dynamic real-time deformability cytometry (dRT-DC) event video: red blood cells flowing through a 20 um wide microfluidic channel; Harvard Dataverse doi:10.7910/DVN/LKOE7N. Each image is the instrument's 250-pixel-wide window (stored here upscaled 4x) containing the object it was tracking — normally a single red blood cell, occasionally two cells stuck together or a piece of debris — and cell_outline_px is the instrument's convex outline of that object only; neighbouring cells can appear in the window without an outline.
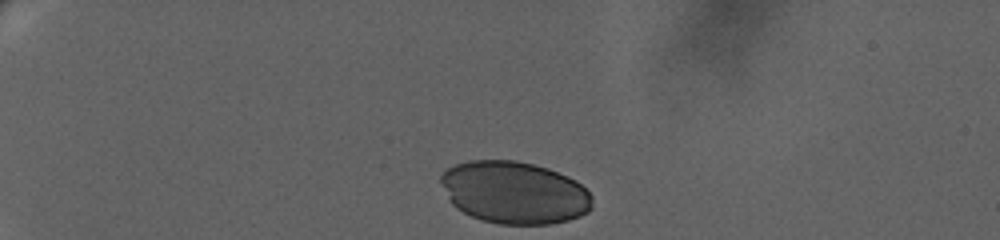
{"species": "human", "species_latin": "Homo sapiens", "temperature_condition": "warm", "stored_images_in_passage": 11, "camera_frame_rate_fps": 3000, "um_per_image_px": 0.085, "donor": {"sex": "female"}, "frame": {"image": 1, "passage_image": 1, "time_ms": 0.0, "image_size_px": [1000, 240], "cell_outline_px": [[592, 208], [588, 212], [580, 216], [568, 220], [552, 224], [500, 224], [484, 220], [472, 216], [456, 208], [452, 204], [440, 180], [440, 176], [448, 168], [456, 164], [468, 160], [516, 160], [548, 168], [568, 176], [576, 180], [592, 196]], "centroid_in_image_um": [43.74, 16.36], "position_along_channel_um": 41.3, "area_um2": 54.97}}